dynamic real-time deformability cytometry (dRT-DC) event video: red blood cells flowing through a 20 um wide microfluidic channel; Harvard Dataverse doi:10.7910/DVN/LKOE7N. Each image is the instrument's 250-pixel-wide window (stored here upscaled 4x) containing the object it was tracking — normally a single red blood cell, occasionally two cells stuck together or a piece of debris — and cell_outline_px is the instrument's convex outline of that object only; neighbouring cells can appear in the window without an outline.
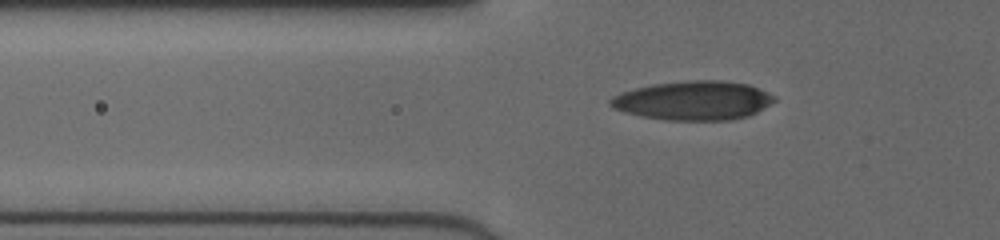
{"species": "human", "species_latin": "Homo sapiens", "temperature_condition": "cold", "stored_images_in_passage": 35, "camera_frame_rate_fps": 3000, "um_per_image_px": 0.085, "donor": {"sex": "female"}, "frame": {"image": 1, "passage_image": 3, "time_ms": 0.667, "image_size_px": [1000, 240], "cell_outline_px": [[776, 100], [756, 112], [748, 116], [732, 120], [664, 120], [640, 116], [624, 112], [612, 108], [608, 104], [608, 100], [612, 96], [636, 88], [652, 84], [688, 80], [720, 80], [748, 84], [776, 96]], "centroid_in_image_um": [58.91, 8.55], "position_along_channel_um": 66.9, "area_um2": 37.4}}
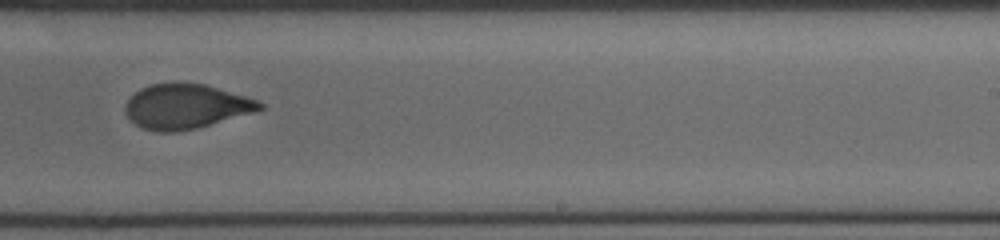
{"frame": {"image": 2, "passage_image": 19, "time_ms": 6.0, "image_size_px": [1000, 240], "cell_outline_px": [[264, 108], [252, 112], [196, 128], [176, 132], [156, 132], [140, 128], [124, 112], [124, 108], [128, 100], [140, 88], [152, 84], [204, 84], [244, 96], [256, 100], [264, 104]], "centroid_in_image_um": [15.75, 9.07], "position_along_channel_um": 273.2, "area_um2": 34.28}}
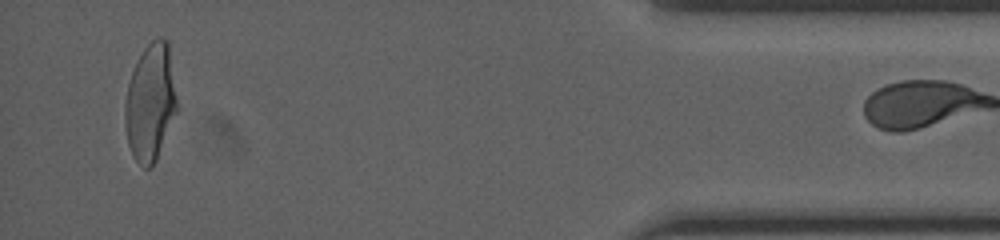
{"frame": {"image": 3, "passage_image": 34, "time_ms": 11.0, "image_size_px": [1000, 240], "cell_outline_px": [[176, 112], [156, 160], [148, 168], [144, 168], [132, 156], [128, 144], [124, 120], [124, 104], [128, 84], [132, 72], [144, 48], [152, 40], [160, 36], [168, 40], [176, 100]], "centroid_in_image_um": [12.75, 8.7], "position_along_channel_um": 422.4, "area_um2": 35.03}}